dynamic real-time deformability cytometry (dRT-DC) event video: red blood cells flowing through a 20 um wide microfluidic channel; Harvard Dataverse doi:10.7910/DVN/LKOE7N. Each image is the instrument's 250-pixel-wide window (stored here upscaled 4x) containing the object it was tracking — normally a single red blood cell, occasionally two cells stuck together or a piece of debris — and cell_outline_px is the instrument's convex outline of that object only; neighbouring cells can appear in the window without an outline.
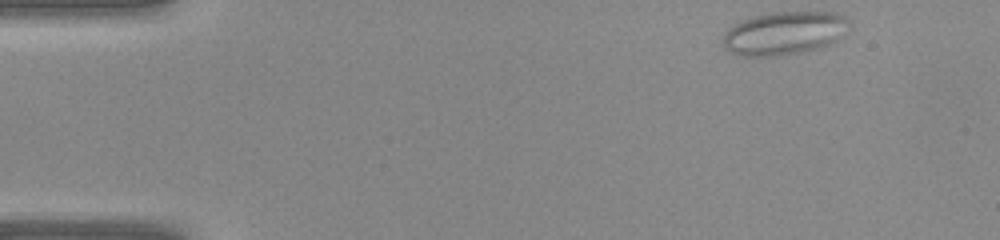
{"species": "common noctule bat (a hibernating species)", "species_latin": "Nyctalus noctula", "temperature_condition": "warm", "stored_images_in_passage": 37, "camera_frame_rate_fps": 3000, "um_per_image_px": 0.085, "animal": {"sex": "female", "body_mass_g": 22.0, "forearm_length_mm": 56.7}, "frame": {"image": 1, "passage_image": 1, "time_ms": 0.0, "image_size_px": [1000, 240], "cell_outline_px": [[852, 28], [832, 44], [820, 48], [780, 56], [740, 56], [728, 52], [724, 48], [720, 40], [724, 32], [732, 24], [740, 20], [768, 12], [832, 12], [844, 16], [848, 20]], "centroid_in_image_um": [66.63, 2.82], "position_along_channel_um": 18.4, "area_um2": 32.66}}
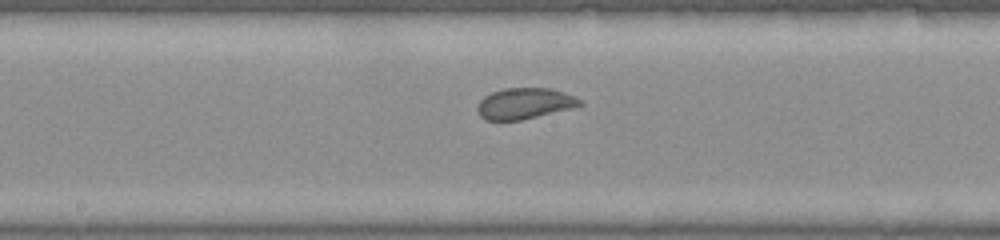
{"frame": {"image": 2, "passage_image": 18, "time_ms": 5.667, "image_size_px": [1000, 240], "cell_outline_px": [[584, 104], [520, 120], [484, 120], [480, 116], [476, 108], [480, 100], [484, 96], [492, 92], [504, 88], [552, 88], [564, 92], [580, 100]], "centroid_in_image_um": [44.52, 8.78], "position_along_channel_um": 203.7, "area_um2": 18.21}}
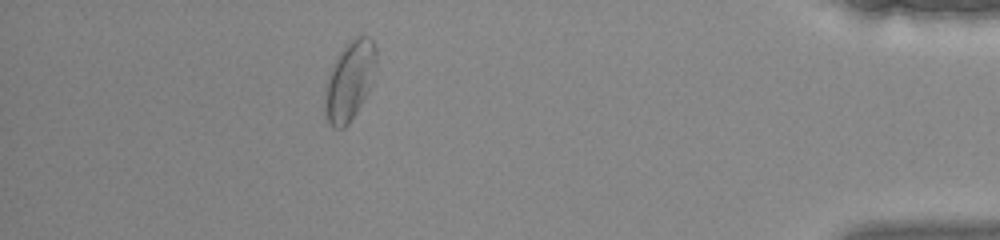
{"frame": {"image": 3, "passage_image": 33, "time_ms": 10.667, "image_size_px": [1000, 240], "cell_outline_px": [[376, 68], [368, 92], [356, 112], [348, 124], [344, 128], [336, 128], [328, 124], [324, 116], [324, 88], [328, 76], [340, 52], [348, 40], [356, 36], [368, 36], [372, 40], [376, 48]], "centroid_in_image_um": [29.7, 6.88], "position_along_channel_um": 405.5, "area_um2": 23.81}}